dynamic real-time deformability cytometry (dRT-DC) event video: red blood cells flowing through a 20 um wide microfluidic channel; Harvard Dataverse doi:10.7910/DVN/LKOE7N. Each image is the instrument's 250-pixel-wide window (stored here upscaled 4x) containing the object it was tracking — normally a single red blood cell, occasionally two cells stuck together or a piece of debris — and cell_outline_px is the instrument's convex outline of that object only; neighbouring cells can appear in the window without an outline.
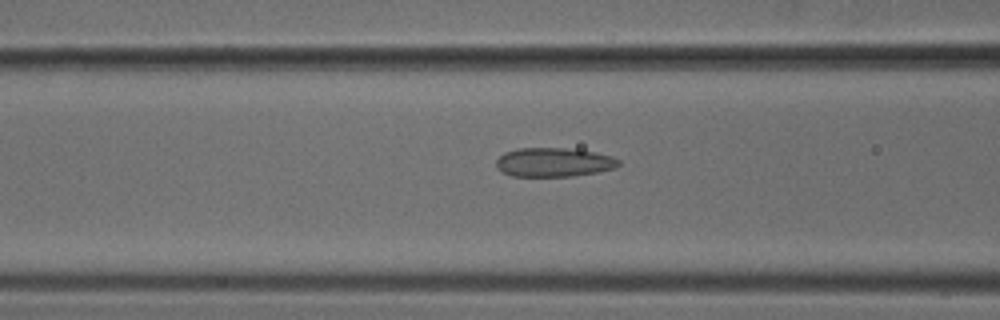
{"species": "common noctule bat (a hibernating species)", "species_latin": "Nyctalus noctula", "temperature_condition": "cold", "stored_images_in_passage": 26, "camera_frame_rate_fps": 3000, "um_per_image_px": 0.085, "animal": {"sex": "male", "body_mass_g": 18.8}, "frame": {"image": 1, "passage_image": 5, "time_ms": 1.333, "image_size_px": [1000, 320], "cell_outline_px": [[620, 164], [616, 168], [596, 172], [572, 176], [512, 176], [496, 168], [496, 160], [504, 152], [516, 148], [564, 148], [596, 152], [612, 156], [620, 160]], "centroid_in_image_um": [47.07, 13.78], "position_along_channel_um": 119.5, "area_um2": 20.75}}
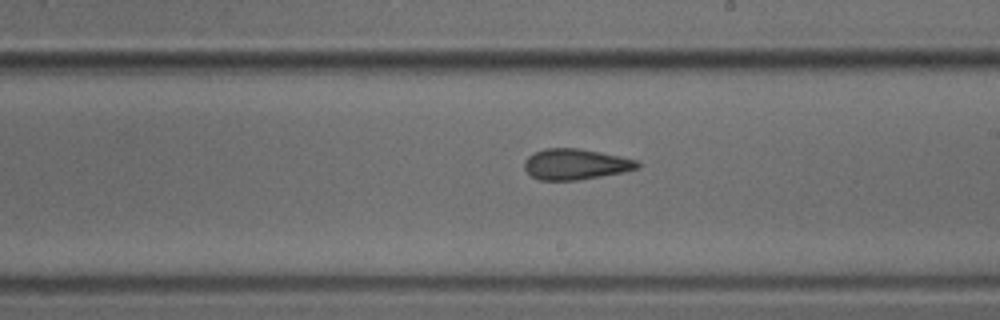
{"frame": {"image": 2, "passage_image": 14, "time_ms": 4.333, "image_size_px": [1000, 320], "cell_outline_px": [[640, 168], [624, 172], [576, 180], [540, 180], [532, 176], [524, 168], [524, 160], [528, 156], [544, 148], [576, 148], [600, 152], [620, 156], [636, 160], [640, 164]], "centroid_in_image_um": [48.92, 13.96], "position_along_channel_um": 240.1, "area_um2": 20.17}}
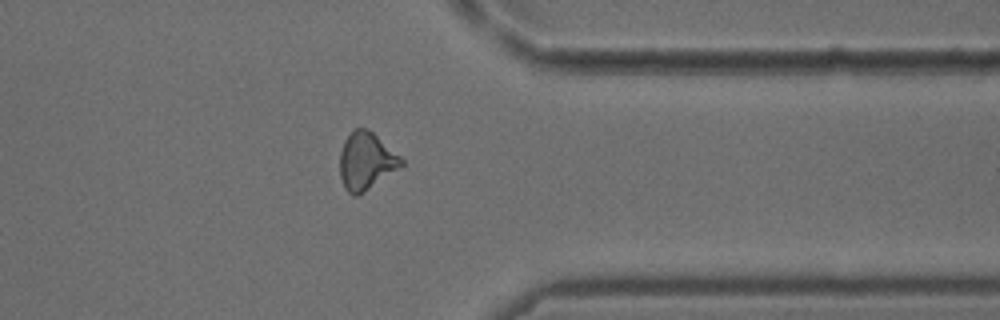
{"frame": {"image": 3, "passage_image": 25, "time_ms": 8.0, "image_size_px": [1000, 320], "cell_outline_px": [[404, 164], [364, 192], [356, 196], [352, 196], [344, 188], [340, 176], [340, 152], [344, 140], [356, 128], [368, 128], [400, 156], [404, 160]], "centroid_in_image_um": [31.1, 13.7], "position_along_channel_um": 380.3, "area_um2": 20.35}}